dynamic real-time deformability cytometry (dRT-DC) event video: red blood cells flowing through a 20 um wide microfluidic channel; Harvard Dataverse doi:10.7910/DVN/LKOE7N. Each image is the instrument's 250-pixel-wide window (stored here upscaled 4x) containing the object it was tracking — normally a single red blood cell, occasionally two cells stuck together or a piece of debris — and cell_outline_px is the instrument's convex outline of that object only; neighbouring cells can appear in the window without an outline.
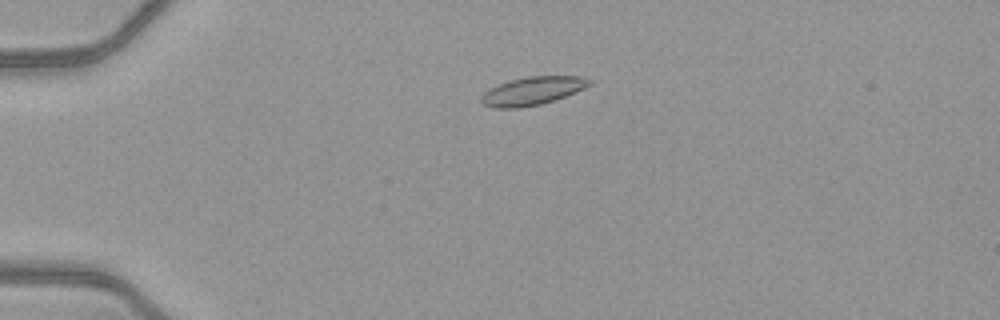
{"species": "common noctule bat (a hibernating species)", "species_latin": "Nyctalus noctula", "temperature_condition": "warm", "stored_images_in_passage": 44, "camera_frame_rate_fps": 3000, "um_per_image_px": 0.085, "animal": {"sex": "female", "body_mass_g": 21.9}, "frame": {"image": 1, "passage_image": 6, "time_ms": 1.667, "image_size_px": [1000, 320], "cell_outline_px": [[592, 84], [584, 88], [564, 96], [540, 104], [516, 108], [496, 108], [480, 104], [480, 96], [484, 92], [500, 84], [512, 80], [528, 76], [580, 76], [592, 80]], "centroid_in_image_um": [45.24, 7.73], "position_along_channel_um": 39.8, "area_um2": 17.51}}
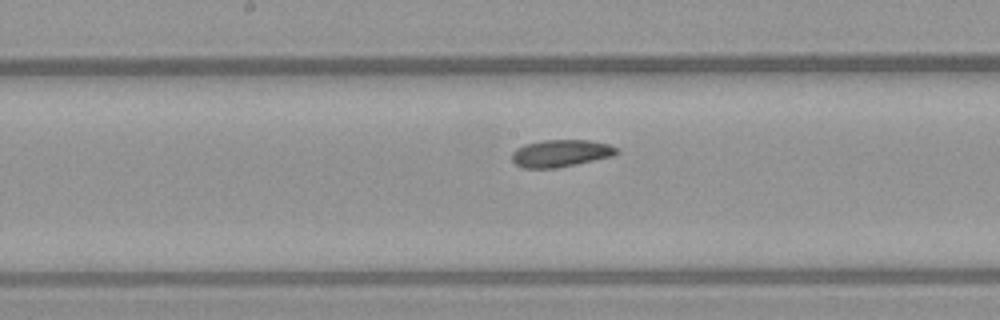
{"frame": {"image": 2, "passage_image": 21, "time_ms": 6.667, "image_size_px": [1000, 320], "cell_outline_px": [[620, 152], [612, 156], [576, 164], [556, 168], [524, 168], [516, 164], [512, 160], [512, 152], [516, 148], [524, 144], [544, 140], [588, 140], [608, 144], [616, 148]], "centroid_in_image_um": [47.64, 13.02], "position_along_channel_um": 200.6, "area_um2": 16.53}}
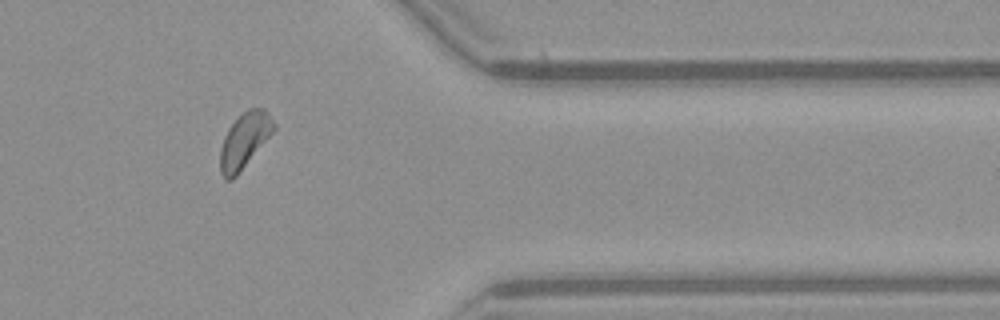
{"frame": {"image": 3, "passage_image": 36, "time_ms": 11.667, "image_size_px": [1000, 320], "cell_outline_px": [[276, 128], [236, 176], [232, 180], [224, 180], [220, 172], [220, 148], [224, 136], [228, 128], [248, 108], [264, 108], [276, 124]], "centroid_in_image_um": [20.76, 11.95], "position_along_channel_um": 390.6, "area_um2": 17.05}}